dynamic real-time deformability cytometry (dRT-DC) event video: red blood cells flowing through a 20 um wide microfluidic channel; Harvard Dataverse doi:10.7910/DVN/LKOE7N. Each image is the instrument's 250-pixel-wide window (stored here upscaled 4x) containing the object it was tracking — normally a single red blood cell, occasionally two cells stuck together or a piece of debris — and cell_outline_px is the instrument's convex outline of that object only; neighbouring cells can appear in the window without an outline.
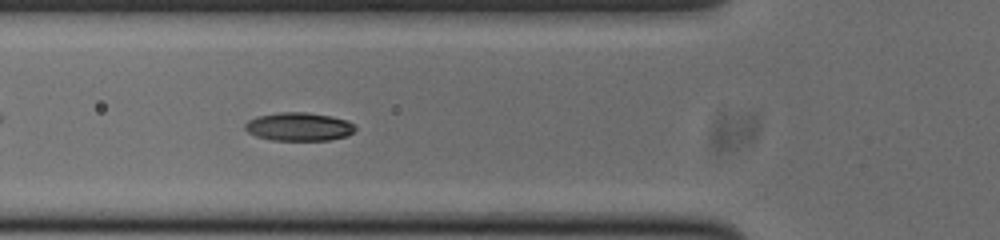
{"species": "common noctule bat (a hibernating species)", "species_latin": "Nyctalus noctula", "temperature_condition": "cold", "stored_images_in_passage": 36, "camera_frame_rate_fps": 3000, "um_per_image_px": 0.085, "animal": {"sex": "male", "body_mass_g": 20.0, "forearm_length_mm": 53.3}, "frame": {"image": 1, "passage_image": 5, "time_ms": 1.333, "image_size_px": [1000, 240], "cell_outline_px": [[356, 128], [348, 136], [328, 140], [272, 140], [256, 136], [248, 132], [244, 128], [244, 124], [248, 120], [256, 116], [280, 112], [304, 112], [332, 116], [348, 120]], "centroid_in_image_um": [25.39, 10.76], "position_along_channel_um": 100.4, "area_um2": 18.26}}
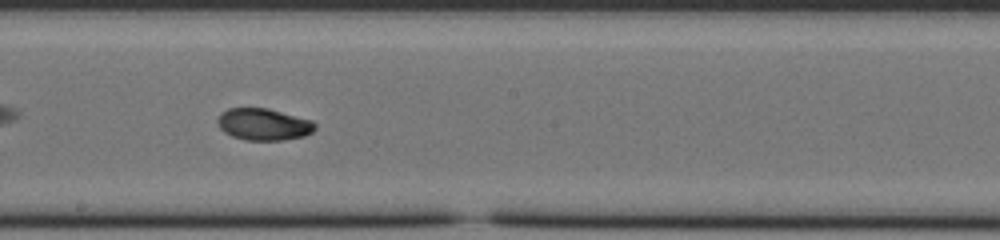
{"frame": {"image": 2, "passage_image": 15, "time_ms": 4.667, "image_size_px": [1000, 240], "cell_outline_px": [[316, 128], [312, 132], [304, 136], [284, 140], [244, 140], [232, 136], [224, 132], [220, 128], [216, 120], [220, 112], [228, 108], [268, 108], [312, 120], [316, 124]], "centroid_in_image_um": [22.39, 10.56], "position_along_channel_um": 225.8, "area_um2": 18.26}}
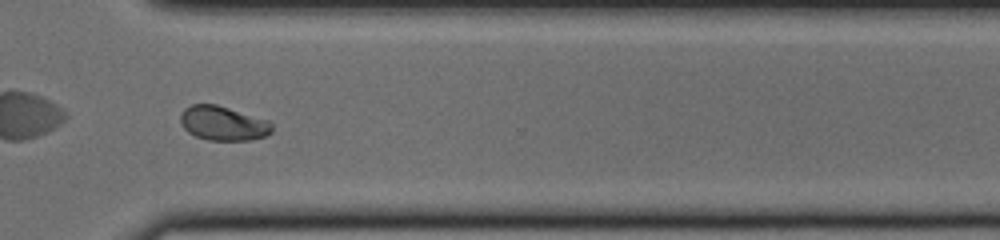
{"frame": {"image": 3, "passage_image": 25, "time_ms": 8.0, "image_size_px": [1000, 240], "cell_outline_px": [[272, 132], [264, 136], [252, 140], [208, 140], [196, 136], [188, 132], [180, 124], [180, 116], [184, 108], [192, 104], [216, 104], [268, 120], [272, 124]], "centroid_in_image_um": [18.95, 10.48], "position_along_channel_um": 351.7, "area_um2": 18.32}, "authors_computed_cell_mechanics": {"area_um2": 18.2648, "velocity_mm_per_s": 3.7655, "shape_relaxation_time_tau1_ms": 4.1211, "shape_relaxation_time_tau2_ms": 2.2653, "deformation_change_tau1": 0.1685, "deformation_change_tau2": 0.0407}}